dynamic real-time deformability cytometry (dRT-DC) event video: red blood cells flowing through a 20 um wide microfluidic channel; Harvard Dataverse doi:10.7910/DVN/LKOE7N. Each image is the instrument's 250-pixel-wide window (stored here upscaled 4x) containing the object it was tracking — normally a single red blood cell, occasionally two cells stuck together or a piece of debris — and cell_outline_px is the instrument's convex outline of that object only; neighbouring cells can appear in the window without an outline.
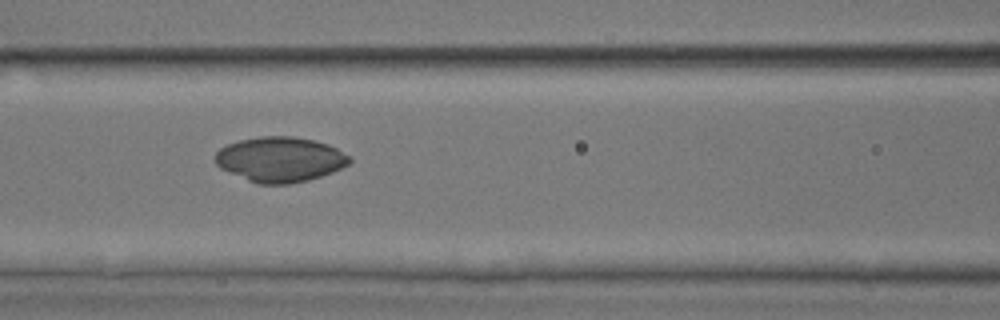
{"species": "common noctule bat (a hibernating species)", "species_latin": "Nyctalus noctula", "temperature_condition": "room temperature", "stored_images_in_passage": 52, "camera_frame_rate_fps": 3000, "um_per_image_px": 0.085, "animal": {"sex": "male", "body_mass_g": 17.9, "forearm_length_mm": 54.2}, "frame": {"image": 1, "passage_image": 23, "time_ms": 7.333, "image_size_px": [1000, 320], "cell_outline_px": [[352, 160], [348, 164], [332, 172], [308, 180], [288, 184], [256, 184], [220, 168], [216, 164], [216, 152], [220, 148], [228, 144], [240, 140], [260, 136], [292, 136], [312, 140], [328, 144], [352, 156]], "centroid_in_image_um": [23.81, 13.55], "position_along_channel_um": 142.8, "area_um2": 35.2}}
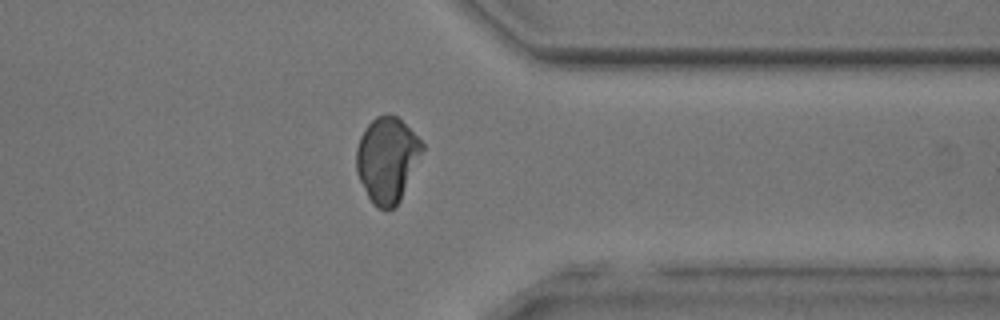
{"frame": {"image": 2, "passage_image": 41, "time_ms": 13.333, "image_size_px": [1000, 320], "cell_outline_px": [[424, 148], [400, 200], [396, 208], [388, 212], [376, 208], [372, 204], [356, 172], [356, 148], [360, 136], [364, 128], [376, 116], [396, 116], [424, 144]], "centroid_in_image_um": [32.88, 13.62], "position_along_channel_um": 378.5, "area_um2": 32.54}}
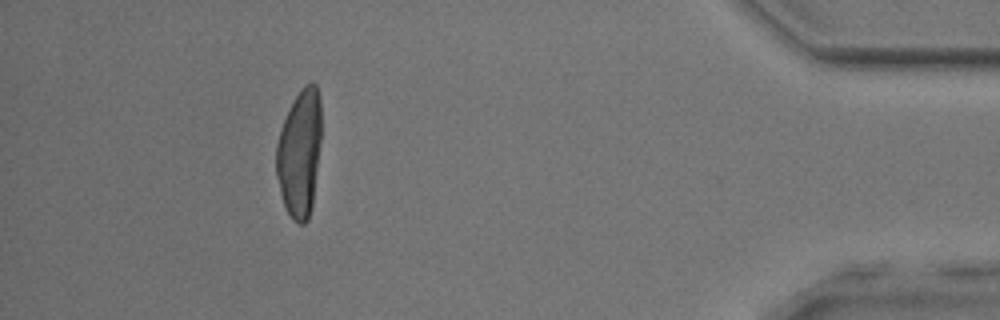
{"frame": {"image": 3, "passage_image": 47, "time_ms": 15.333, "image_size_px": [1000, 320], "cell_outline_px": [[320, 140], [312, 208], [308, 220], [304, 224], [300, 224], [292, 220], [284, 204], [280, 192], [276, 176], [276, 144], [280, 128], [300, 88], [304, 84], [312, 80], [316, 84], [320, 96]], "centroid_in_image_um": [25.46, 13.01], "position_along_channel_um": 409.7, "area_um2": 33.52}}